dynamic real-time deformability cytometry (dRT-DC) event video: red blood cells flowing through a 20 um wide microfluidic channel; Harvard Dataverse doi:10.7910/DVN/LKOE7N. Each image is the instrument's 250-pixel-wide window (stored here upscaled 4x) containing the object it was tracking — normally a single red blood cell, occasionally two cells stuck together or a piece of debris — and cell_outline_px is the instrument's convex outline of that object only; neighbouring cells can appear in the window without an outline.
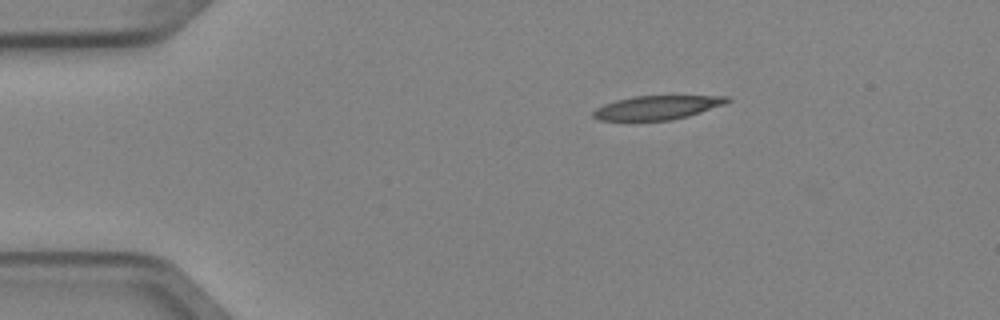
{"species": "Egyptian fruit bat (a non-hibernating species)", "species_latin": "Rousettus aegyptiacus", "temperature_condition": "cold", "stored_images_in_passage": 2, "camera_frame_rate_fps": 3000, "um_per_image_px": 0.085, "animal": {"sex": "female"}, "frame": {"image": 1, "passage_image": 2, "time_ms": 0.333, "image_size_px": [1000, 320], "cell_outline_px": [[732, 100], [724, 104], [688, 116], [672, 120], [600, 120], [592, 116], [592, 112], [596, 108], [604, 104], [616, 100], [632, 96], [728, 96]], "centroid_in_image_um": [55.84, 9.14], "position_along_channel_um": 29.2, "area_um2": 18.5}}